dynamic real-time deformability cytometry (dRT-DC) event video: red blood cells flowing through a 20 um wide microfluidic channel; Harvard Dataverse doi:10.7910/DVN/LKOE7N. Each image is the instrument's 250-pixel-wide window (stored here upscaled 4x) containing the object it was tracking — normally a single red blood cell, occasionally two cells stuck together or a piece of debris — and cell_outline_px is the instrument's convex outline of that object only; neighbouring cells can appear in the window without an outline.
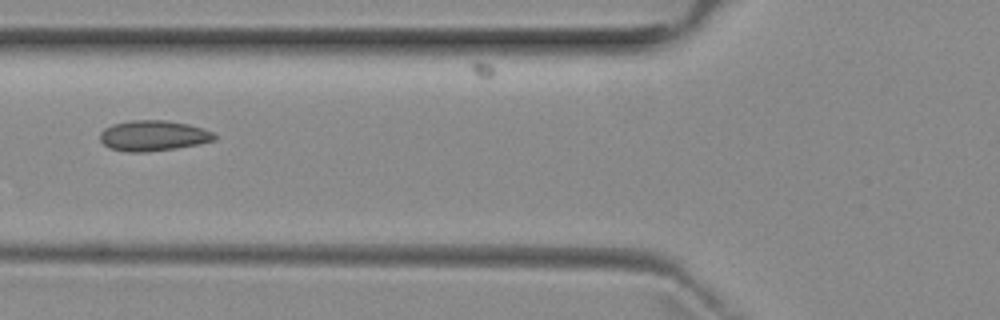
{"species": "common noctule bat (a hibernating species)", "species_latin": "Nyctalus noctula", "temperature_condition": "room temperature", "stored_images_in_passage": 6, "camera_frame_rate_fps": 3000, "um_per_image_px": 0.085, "animal": {"sex": "female", "body_mass_g": 29.2, "forearm_length_mm": 56.3}, "frame": {"image": 1, "passage_image": 5, "time_ms": 5.333, "image_size_px": [1000, 320], "cell_outline_px": [[216, 140], [200, 144], [176, 148], [148, 152], [128, 152], [108, 148], [100, 140], [100, 132], [104, 128], [112, 124], [132, 120], [164, 120], [188, 124], [204, 128], [212, 132], [216, 136]], "centroid_in_image_um": [13.02, 11.54], "position_along_channel_um": 112.8, "area_um2": 20.52}}